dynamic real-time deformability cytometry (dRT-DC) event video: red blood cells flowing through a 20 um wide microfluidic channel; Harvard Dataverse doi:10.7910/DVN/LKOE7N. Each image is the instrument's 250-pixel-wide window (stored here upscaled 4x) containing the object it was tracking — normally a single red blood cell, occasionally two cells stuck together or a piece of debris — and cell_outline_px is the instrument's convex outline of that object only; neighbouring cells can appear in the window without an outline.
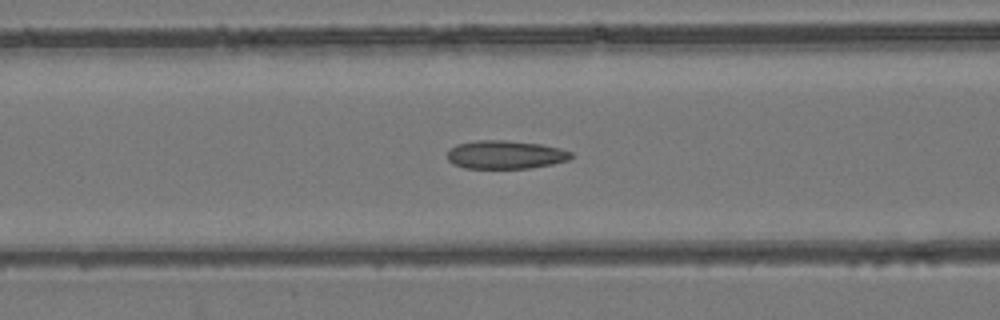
{"species": "common noctule bat (a hibernating species)", "species_latin": "Nyctalus noctula", "temperature_condition": "room temperature", "stored_images_in_passage": 49, "camera_frame_rate_fps": 3000, "um_per_image_px": 0.085, "animal": {"sex": "female", "body_mass_g": 24.6, "forearm_length_mm": 56.2}, "frame": {"image": 1, "passage_image": 16, "time_ms": 5.0, "image_size_px": [1000, 320], "cell_outline_px": [[572, 156], [568, 160], [552, 164], [528, 168], [464, 168], [452, 164], [448, 160], [448, 148], [456, 144], [476, 140], [504, 140], [540, 144], [560, 148], [572, 152]], "centroid_in_image_um": [42.92, 13.14], "position_along_channel_um": 123.7, "area_um2": 20.52}}
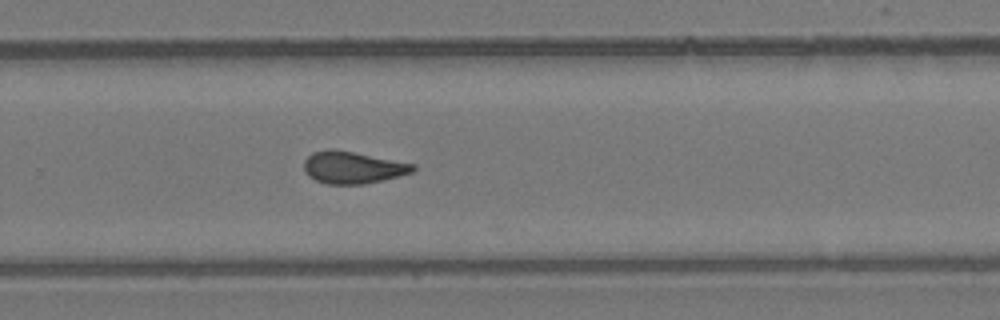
{"frame": {"image": 2, "passage_image": 30, "time_ms": 9.667, "image_size_px": [1000, 320], "cell_outline_px": [[416, 168], [412, 172], [384, 180], [364, 184], [328, 184], [316, 180], [308, 176], [304, 172], [304, 160], [312, 152], [328, 148], [332, 148], [416, 164]], "centroid_in_image_um": [29.96, 14.23], "position_along_channel_um": 299.8, "area_um2": 20.46}}
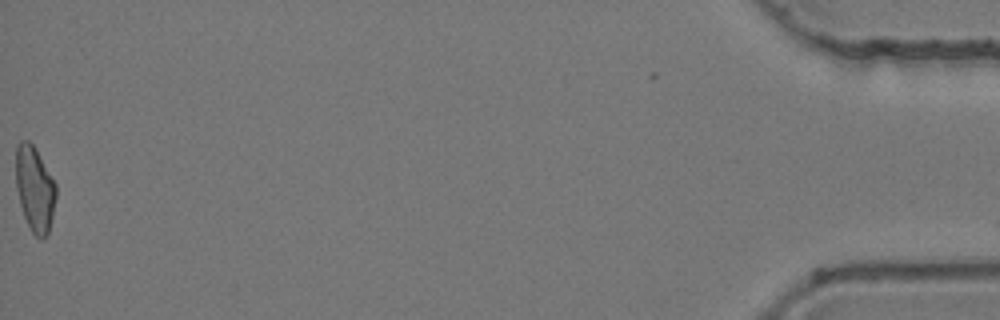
{"frame": {"image": 3, "passage_image": 49, "time_ms": 16.0, "image_size_px": [1000, 320], "cell_outline_px": [[56, 196], [52, 216], [48, 232], [44, 236], [36, 236], [32, 232], [24, 216], [20, 204], [16, 188], [16, 144], [20, 140], [28, 140], [32, 144], [56, 184]], "centroid_in_image_um": [2.93, 16.02], "position_along_channel_um": 432.3, "area_um2": 19.54}, "authors_computed_cell_mechanics": {"area_um2": 20.23, "velocity_mm_per_s": 3.7796, "shape_relaxation_time_tau1_ms": null, "shape_relaxation_time_tau2_ms": 2.4663, "deformation_change_tau1": null, "deformation_change_tau2": 0.1074}}